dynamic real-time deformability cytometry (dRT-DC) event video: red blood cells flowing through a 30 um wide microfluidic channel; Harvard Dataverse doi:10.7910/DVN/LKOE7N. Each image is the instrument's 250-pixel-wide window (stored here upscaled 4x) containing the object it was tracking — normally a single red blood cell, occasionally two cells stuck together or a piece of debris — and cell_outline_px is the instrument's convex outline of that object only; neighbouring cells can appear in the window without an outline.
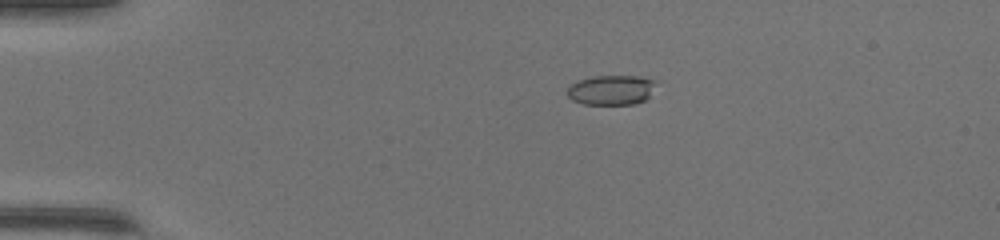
{"species": "common noctule bat (a hibernating species)", "species_latin": "Nyctalus noctula", "temperature_condition": "warm", "stored_images_in_passage": 40, "camera_frame_rate_fps": 3000, "um_per_image_px": 0.085, "animal": {"sex": "female", "body_mass_g": 17.0, "forearm_length_mm": 48.0}, "frame": {"image": 1, "passage_image": 1, "time_ms": 0.0, "image_size_px": [1000, 240], "cell_outline_px": [[660, 80], [648, 96], [644, 100], [636, 104], [584, 104], [572, 100], [568, 96], [568, 88], [572, 84], [580, 80], [592, 76], [640, 76]], "centroid_in_image_um": [52.02, 7.64], "position_along_channel_um": 33.0, "area_um2": 15.49}}
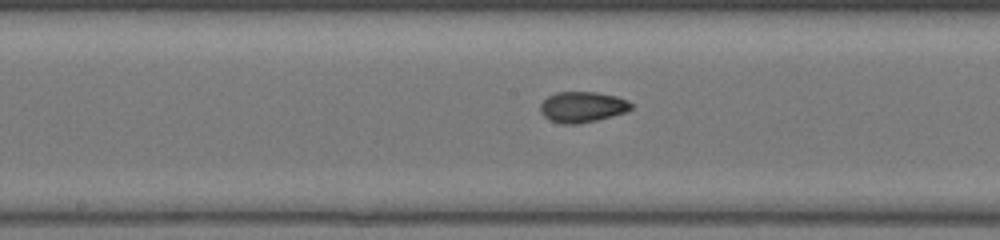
{"frame": {"image": 2, "passage_image": 17, "time_ms": 5.333, "image_size_px": [1000, 240], "cell_outline_px": [[632, 108], [624, 112], [612, 116], [596, 120], [576, 124], [564, 124], [548, 120], [540, 112], [540, 104], [548, 96], [556, 92], [596, 92], [616, 96], [628, 100], [632, 104]], "centroid_in_image_um": [49.48, 9.09], "position_along_channel_um": 198.7, "area_um2": 16.24}}
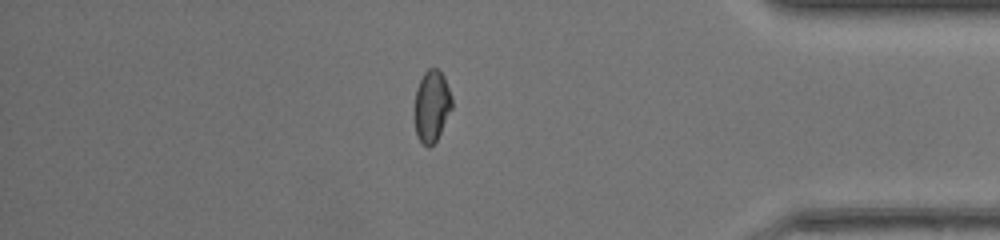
{"frame": {"image": 3, "passage_image": 33, "time_ms": 10.667, "image_size_px": [1000, 240], "cell_outline_px": [[452, 108], [436, 140], [428, 148], [416, 136], [416, 88], [424, 72], [428, 68], [440, 68], [444, 76], [452, 96]], "centroid_in_image_um": [36.72, 8.96], "position_along_channel_um": 398.5, "area_um2": 15.37}, "authors_computed_cell_mechanics": {"area_um2": 16.0684, "velocity_mm_per_s": 4.2853, "shape_relaxation_time_tau1_ms": null, "shape_relaxation_time_tau2_ms": 1.513, "deformation_change_tau1": null, "deformation_change_tau2": 0.0503}}